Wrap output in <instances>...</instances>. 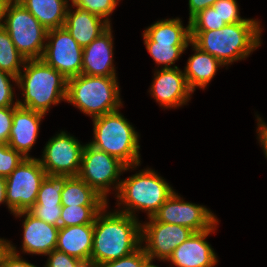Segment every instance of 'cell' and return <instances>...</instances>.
Returning <instances> with one entry per match:
<instances>
[{
	"label": "cell",
	"instance_id": "cell-1",
	"mask_svg": "<svg viewBox=\"0 0 267 267\" xmlns=\"http://www.w3.org/2000/svg\"><path fill=\"white\" fill-rule=\"evenodd\" d=\"M105 206L95 217L91 267L117 260L136 251L141 244L138 218Z\"/></svg>",
	"mask_w": 267,
	"mask_h": 267
},
{
	"label": "cell",
	"instance_id": "cell-2",
	"mask_svg": "<svg viewBox=\"0 0 267 267\" xmlns=\"http://www.w3.org/2000/svg\"><path fill=\"white\" fill-rule=\"evenodd\" d=\"M191 42L209 53L223 65L246 59L261 45L262 29L259 20L245 19L227 24L217 30L190 31Z\"/></svg>",
	"mask_w": 267,
	"mask_h": 267
},
{
	"label": "cell",
	"instance_id": "cell-3",
	"mask_svg": "<svg viewBox=\"0 0 267 267\" xmlns=\"http://www.w3.org/2000/svg\"><path fill=\"white\" fill-rule=\"evenodd\" d=\"M17 86L22 90L23 102L18 106L43 114L51 105L66 101L67 79L42 59L26 60L17 77Z\"/></svg>",
	"mask_w": 267,
	"mask_h": 267
},
{
	"label": "cell",
	"instance_id": "cell-4",
	"mask_svg": "<svg viewBox=\"0 0 267 267\" xmlns=\"http://www.w3.org/2000/svg\"><path fill=\"white\" fill-rule=\"evenodd\" d=\"M173 192V187L163 177L151 168H146L121 180L115 195L118 207L121 205L124 207L116 211L137 218L135 212L142 210L150 218Z\"/></svg>",
	"mask_w": 267,
	"mask_h": 267
},
{
	"label": "cell",
	"instance_id": "cell-5",
	"mask_svg": "<svg viewBox=\"0 0 267 267\" xmlns=\"http://www.w3.org/2000/svg\"><path fill=\"white\" fill-rule=\"evenodd\" d=\"M93 140L90 145L116 157L126 166H139V134L119 109L92 119Z\"/></svg>",
	"mask_w": 267,
	"mask_h": 267
},
{
	"label": "cell",
	"instance_id": "cell-6",
	"mask_svg": "<svg viewBox=\"0 0 267 267\" xmlns=\"http://www.w3.org/2000/svg\"><path fill=\"white\" fill-rule=\"evenodd\" d=\"M66 101L92 119L123 106L117 77L85 74L67 79Z\"/></svg>",
	"mask_w": 267,
	"mask_h": 267
},
{
	"label": "cell",
	"instance_id": "cell-7",
	"mask_svg": "<svg viewBox=\"0 0 267 267\" xmlns=\"http://www.w3.org/2000/svg\"><path fill=\"white\" fill-rule=\"evenodd\" d=\"M3 27L26 60L42 58L48 30L19 2L7 4Z\"/></svg>",
	"mask_w": 267,
	"mask_h": 267
},
{
	"label": "cell",
	"instance_id": "cell-8",
	"mask_svg": "<svg viewBox=\"0 0 267 267\" xmlns=\"http://www.w3.org/2000/svg\"><path fill=\"white\" fill-rule=\"evenodd\" d=\"M137 166H126L123 162L89 143L85 144L78 176L107 201L111 187L118 192L123 172Z\"/></svg>",
	"mask_w": 267,
	"mask_h": 267
},
{
	"label": "cell",
	"instance_id": "cell-9",
	"mask_svg": "<svg viewBox=\"0 0 267 267\" xmlns=\"http://www.w3.org/2000/svg\"><path fill=\"white\" fill-rule=\"evenodd\" d=\"M46 171L39 158H25L6 177V201L11 213L28 211L36 202L37 194Z\"/></svg>",
	"mask_w": 267,
	"mask_h": 267
},
{
	"label": "cell",
	"instance_id": "cell-10",
	"mask_svg": "<svg viewBox=\"0 0 267 267\" xmlns=\"http://www.w3.org/2000/svg\"><path fill=\"white\" fill-rule=\"evenodd\" d=\"M41 59L66 79L82 74L83 48L65 27L47 31Z\"/></svg>",
	"mask_w": 267,
	"mask_h": 267
},
{
	"label": "cell",
	"instance_id": "cell-11",
	"mask_svg": "<svg viewBox=\"0 0 267 267\" xmlns=\"http://www.w3.org/2000/svg\"><path fill=\"white\" fill-rule=\"evenodd\" d=\"M84 145L65 131H60L46 143L41 166L48 175L78 176Z\"/></svg>",
	"mask_w": 267,
	"mask_h": 267
},
{
	"label": "cell",
	"instance_id": "cell-12",
	"mask_svg": "<svg viewBox=\"0 0 267 267\" xmlns=\"http://www.w3.org/2000/svg\"><path fill=\"white\" fill-rule=\"evenodd\" d=\"M156 221L190 228L194 232L211 229L218 219L206 206L184 201L175 191L153 215Z\"/></svg>",
	"mask_w": 267,
	"mask_h": 267
},
{
	"label": "cell",
	"instance_id": "cell-13",
	"mask_svg": "<svg viewBox=\"0 0 267 267\" xmlns=\"http://www.w3.org/2000/svg\"><path fill=\"white\" fill-rule=\"evenodd\" d=\"M190 228L156 221L153 217L141 224V244L149 259L168 261L174 249L192 234Z\"/></svg>",
	"mask_w": 267,
	"mask_h": 267
},
{
	"label": "cell",
	"instance_id": "cell-14",
	"mask_svg": "<svg viewBox=\"0 0 267 267\" xmlns=\"http://www.w3.org/2000/svg\"><path fill=\"white\" fill-rule=\"evenodd\" d=\"M149 93L160 107L170 109L187 104L194 92L187 83L184 71L177 67L156 70Z\"/></svg>",
	"mask_w": 267,
	"mask_h": 267
},
{
	"label": "cell",
	"instance_id": "cell-15",
	"mask_svg": "<svg viewBox=\"0 0 267 267\" xmlns=\"http://www.w3.org/2000/svg\"><path fill=\"white\" fill-rule=\"evenodd\" d=\"M218 222L202 232H194L186 241L176 247L168 259L176 267H214L217 255L206 238L215 232Z\"/></svg>",
	"mask_w": 267,
	"mask_h": 267
},
{
	"label": "cell",
	"instance_id": "cell-16",
	"mask_svg": "<svg viewBox=\"0 0 267 267\" xmlns=\"http://www.w3.org/2000/svg\"><path fill=\"white\" fill-rule=\"evenodd\" d=\"M13 215L25 218L23 221L22 252L45 256L56 249L60 227L46 223L28 211H20Z\"/></svg>",
	"mask_w": 267,
	"mask_h": 267
},
{
	"label": "cell",
	"instance_id": "cell-17",
	"mask_svg": "<svg viewBox=\"0 0 267 267\" xmlns=\"http://www.w3.org/2000/svg\"><path fill=\"white\" fill-rule=\"evenodd\" d=\"M110 26L104 33L83 48L82 74L116 77L113 64V36Z\"/></svg>",
	"mask_w": 267,
	"mask_h": 267
},
{
	"label": "cell",
	"instance_id": "cell-18",
	"mask_svg": "<svg viewBox=\"0 0 267 267\" xmlns=\"http://www.w3.org/2000/svg\"><path fill=\"white\" fill-rule=\"evenodd\" d=\"M44 116L43 113L18 106L13 113L8 146L25 158H32L29 152L36 142Z\"/></svg>",
	"mask_w": 267,
	"mask_h": 267
},
{
	"label": "cell",
	"instance_id": "cell-19",
	"mask_svg": "<svg viewBox=\"0 0 267 267\" xmlns=\"http://www.w3.org/2000/svg\"><path fill=\"white\" fill-rule=\"evenodd\" d=\"M94 224L60 227L56 250L80 259L91 267Z\"/></svg>",
	"mask_w": 267,
	"mask_h": 267
},
{
	"label": "cell",
	"instance_id": "cell-20",
	"mask_svg": "<svg viewBox=\"0 0 267 267\" xmlns=\"http://www.w3.org/2000/svg\"><path fill=\"white\" fill-rule=\"evenodd\" d=\"M110 26L104 19L88 10L76 7L73 11L68 6L64 27L82 48L88 46Z\"/></svg>",
	"mask_w": 267,
	"mask_h": 267
},
{
	"label": "cell",
	"instance_id": "cell-21",
	"mask_svg": "<svg viewBox=\"0 0 267 267\" xmlns=\"http://www.w3.org/2000/svg\"><path fill=\"white\" fill-rule=\"evenodd\" d=\"M190 46L195 53L188 58L184 75L190 89L194 92L197 87L205 89L216 75L218 67L224 65L214 56L201 51L192 42Z\"/></svg>",
	"mask_w": 267,
	"mask_h": 267
},
{
	"label": "cell",
	"instance_id": "cell-22",
	"mask_svg": "<svg viewBox=\"0 0 267 267\" xmlns=\"http://www.w3.org/2000/svg\"><path fill=\"white\" fill-rule=\"evenodd\" d=\"M70 0H17L47 30L64 27Z\"/></svg>",
	"mask_w": 267,
	"mask_h": 267
},
{
	"label": "cell",
	"instance_id": "cell-23",
	"mask_svg": "<svg viewBox=\"0 0 267 267\" xmlns=\"http://www.w3.org/2000/svg\"><path fill=\"white\" fill-rule=\"evenodd\" d=\"M144 33L157 43H191L190 21L184 27L180 18L156 21Z\"/></svg>",
	"mask_w": 267,
	"mask_h": 267
},
{
	"label": "cell",
	"instance_id": "cell-24",
	"mask_svg": "<svg viewBox=\"0 0 267 267\" xmlns=\"http://www.w3.org/2000/svg\"><path fill=\"white\" fill-rule=\"evenodd\" d=\"M62 206L107 205L106 201L79 176H70L61 192Z\"/></svg>",
	"mask_w": 267,
	"mask_h": 267
},
{
	"label": "cell",
	"instance_id": "cell-25",
	"mask_svg": "<svg viewBox=\"0 0 267 267\" xmlns=\"http://www.w3.org/2000/svg\"><path fill=\"white\" fill-rule=\"evenodd\" d=\"M144 44L152 59L161 69L177 68L175 61L179 60L182 53L191 43H157L152 41L143 32ZM163 65V66H162ZM171 65H174L173 67Z\"/></svg>",
	"mask_w": 267,
	"mask_h": 267
},
{
	"label": "cell",
	"instance_id": "cell-26",
	"mask_svg": "<svg viewBox=\"0 0 267 267\" xmlns=\"http://www.w3.org/2000/svg\"><path fill=\"white\" fill-rule=\"evenodd\" d=\"M25 61L26 59L16 49L7 30L0 27V70L17 78Z\"/></svg>",
	"mask_w": 267,
	"mask_h": 267
},
{
	"label": "cell",
	"instance_id": "cell-27",
	"mask_svg": "<svg viewBox=\"0 0 267 267\" xmlns=\"http://www.w3.org/2000/svg\"><path fill=\"white\" fill-rule=\"evenodd\" d=\"M107 205L62 206L59 227L94 224L96 215Z\"/></svg>",
	"mask_w": 267,
	"mask_h": 267
},
{
	"label": "cell",
	"instance_id": "cell-28",
	"mask_svg": "<svg viewBox=\"0 0 267 267\" xmlns=\"http://www.w3.org/2000/svg\"><path fill=\"white\" fill-rule=\"evenodd\" d=\"M70 176L46 175L34 205H62L61 192Z\"/></svg>",
	"mask_w": 267,
	"mask_h": 267
},
{
	"label": "cell",
	"instance_id": "cell-29",
	"mask_svg": "<svg viewBox=\"0 0 267 267\" xmlns=\"http://www.w3.org/2000/svg\"><path fill=\"white\" fill-rule=\"evenodd\" d=\"M189 21L190 31L217 30L227 25L213 7L198 12Z\"/></svg>",
	"mask_w": 267,
	"mask_h": 267
},
{
	"label": "cell",
	"instance_id": "cell-30",
	"mask_svg": "<svg viewBox=\"0 0 267 267\" xmlns=\"http://www.w3.org/2000/svg\"><path fill=\"white\" fill-rule=\"evenodd\" d=\"M71 8L79 7L99 16L111 25L109 16L118 6L119 0H71Z\"/></svg>",
	"mask_w": 267,
	"mask_h": 267
},
{
	"label": "cell",
	"instance_id": "cell-31",
	"mask_svg": "<svg viewBox=\"0 0 267 267\" xmlns=\"http://www.w3.org/2000/svg\"><path fill=\"white\" fill-rule=\"evenodd\" d=\"M24 159L20 152L0 142V177H8Z\"/></svg>",
	"mask_w": 267,
	"mask_h": 267
},
{
	"label": "cell",
	"instance_id": "cell-32",
	"mask_svg": "<svg viewBox=\"0 0 267 267\" xmlns=\"http://www.w3.org/2000/svg\"><path fill=\"white\" fill-rule=\"evenodd\" d=\"M212 7L226 24H234L246 19L241 18L239 15L240 12L237 0H217Z\"/></svg>",
	"mask_w": 267,
	"mask_h": 267
},
{
	"label": "cell",
	"instance_id": "cell-33",
	"mask_svg": "<svg viewBox=\"0 0 267 267\" xmlns=\"http://www.w3.org/2000/svg\"><path fill=\"white\" fill-rule=\"evenodd\" d=\"M10 80L17 85L15 76L0 70V108L18 106L17 100L14 102V89Z\"/></svg>",
	"mask_w": 267,
	"mask_h": 267
},
{
	"label": "cell",
	"instance_id": "cell-34",
	"mask_svg": "<svg viewBox=\"0 0 267 267\" xmlns=\"http://www.w3.org/2000/svg\"><path fill=\"white\" fill-rule=\"evenodd\" d=\"M62 205H33L28 212L46 223L59 227Z\"/></svg>",
	"mask_w": 267,
	"mask_h": 267
},
{
	"label": "cell",
	"instance_id": "cell-35",
	"mask_svg": "<svg viewBox=\"0 0 267 267\" xmlns=\"http://www.w3.org/2000/svg\"><path fill=\"white\" fill-rule=\"evenodd\" d=\"M148 259L142 245L133 253L114 261L102 263L96 267H142Z\"/></svg>",
	"mask_w": 267,
	"mask_h": 267
},
{
	"label": "cell",
	"instance_id": "cell-36",
	"mask_svg": "<svg viewBox=\"0 0 267 267\" xmlns=\"http://www.w3.org/2000/svg\"><path fill=\"white\" fill-rule=\"evenodd\" d=\"M45 256H48V258L44 267H89L80 259L56 249Z\"/></svg>",
	"mask_w": 267,
	"mask_h": 267
},
{
	"label": "cell",
	"instance_id": "cell-37",
	"mask_svg": "<svg viewBox=\"0 0 267 267\" xmlns=\"http://www.w3.org/2000/svg\"><path fill=\"white\" fill-rule=\"evenodd\" d=\"M0 267H37L24 260L17 252L16 247L9 241V250L3 255Z\"/></svg>",
	"mask_w": 267,
	"mask_h": 267
},
{
	"label": "cell",
	"instance_id": "cell-38",
	"mask_svg": "<svg viewBox=\"0 0 267 267\" xmlns=\"http://www.w3.org/2000/svg\"><path fill=\"white\" fill-rule=\"evenodd\" d=\"M18 106L0 108V142L8 144L13 113Z\"/></svg>",
	"mask_w": 267,
	"mask_h": 267
},
{
	"label": "cell",
	"instance_id": "cell-39",
	"mask_svg": "<svg viewBox=\"0 0 267 267\" xmlns=\"http://www.w3.org/2000/svg\"><path fill=\"white\" fill-rule=\"evenodd\" d=\"M217 0H188L189 5V20L198 12L212 7Z\"/></svg>",
	"mask_w": 267,
	"mask_h": 267
},
{
	"label": "cell",
	"instance_id": "cell-40",
	"mask_svg": "<svg viewBox=\"0 0 267 267\" xmlns=\"http://www.w3.org/2000/svg\"><path fill=\"white\" fill-rule=\"evenodd\" d=\"M257 116V135H258V141L260 144V146L262 147L264 153H265V157L267 158V124L261 119V117H259V115Z\"/></svg>",
	"mask_w": 267,
	"mask_h": 267
},
{
	"label": "cell",
	"instance_id": "cell-41",
	"mask_svg": "<svg viewBox=\"0 0 267 267\" xmlns=\"http://www.w3.org/2000/svg\"><path fill=\"white\" fill-rule=\"evenodd\" d=\"M6 204V179L4 177H0V204Z\"/></svg>",
	"mask_w": 267,
	"mask_h": 267
},
{
	"label": "cell",
	"instance_id": "cell-42",
	"mask_svg": "<svg viewBox=\"0 0 267 267\" xmlns=\"http://www.w3.org/2000/svg\"><path fill=\"white\" fill-rule=\"evenodd\" d=\"M9 2V0H0V27L4 25L5 10Z\"/></svg>",
	"mask_w": 267,
	"mask_h": 267
},
{
	"label": "cell",
	"instance_id": "cell-43",
	"mask_svg": "<svg viewBox=\"0 0 267 267\" xmlns=\"http://www.w3.org/2000/svg\"><path fill=\"white\" fill-rule=\"evenodd\" d=\"M9 250V241L0 238V262L3 255Z\"/></svg>",
	"mask_w": 267,
	"mask_h": 267
},
{
	"label": "cell",
	"instance_id": "cell-44",
	"mask_svg": "<svg viewBox=\"0 0 267 267\" xmlns=\"http://www.w3.org/2000/svg\"><path fill=\"white\" fill-rule=\"evenodd\" d=\"M153 259H147L142 267H158L155 264H153Z\"/></svg>",
	"mask_w": 267,
	"mask_h": 267
}]
</instances>
